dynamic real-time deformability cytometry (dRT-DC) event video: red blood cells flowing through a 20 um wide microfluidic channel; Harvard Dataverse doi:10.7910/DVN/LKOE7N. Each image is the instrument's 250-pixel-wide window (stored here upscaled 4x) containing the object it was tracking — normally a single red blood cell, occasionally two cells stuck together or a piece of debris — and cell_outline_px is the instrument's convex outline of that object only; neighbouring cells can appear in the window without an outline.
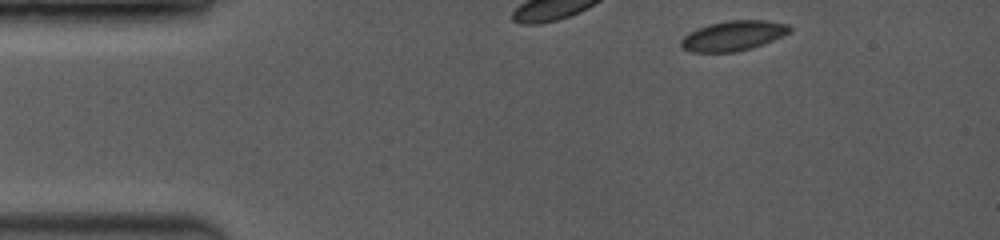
{"species": "common noctule bat (a hibernating species)", "species_latin": "Nyctalus noctula", "temperature_condition": "room temperature", "stored_images_in_passage": 7, "camera_frame_rate_fps": 3500, "um_per_image_px": 0.085, "animal": {"sex": "female", "body_mass_g": 19.0, "forearm_length_mm": 53.3}, "frame": {"image": 1, "passage_image": 1, "time_ms": 0.0, "image_size_px": [1000, 240], "cell_outline_px": [[792, 32], [784, 36], [764, 44], [752, 48], [736, 52], [688, 52], [680, 44], [680, 40], [688, 32], [708, 24], [732, 20], [768, 20], [788, 24], [792, 28]], "centroid_in_image_um": [62.36, 3.04], "position_along_channel_um": 22.6, "area_um2": 19.25}}
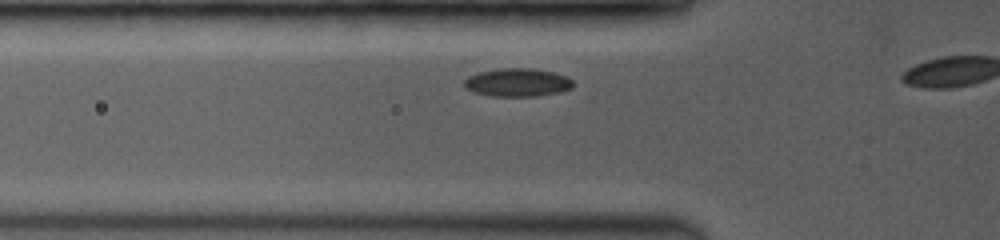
{"frame": {"image": 2, "passage_image": 6, "time_ms": 2.0, "image_size_px": [1000, 240], "cell_outline_px": [[572, 88], [560, 92], [536, 96], [488, 96], [472, 92], [464, 88], [464, 80], [468, 76], [480, 72], [500, 68], [536, 68], [556, 72], [572, 80]], "centroid_in_image_um": [43.96, 7.01], "position_along_channel_um": 81.8, "area_um2": 18.09}}